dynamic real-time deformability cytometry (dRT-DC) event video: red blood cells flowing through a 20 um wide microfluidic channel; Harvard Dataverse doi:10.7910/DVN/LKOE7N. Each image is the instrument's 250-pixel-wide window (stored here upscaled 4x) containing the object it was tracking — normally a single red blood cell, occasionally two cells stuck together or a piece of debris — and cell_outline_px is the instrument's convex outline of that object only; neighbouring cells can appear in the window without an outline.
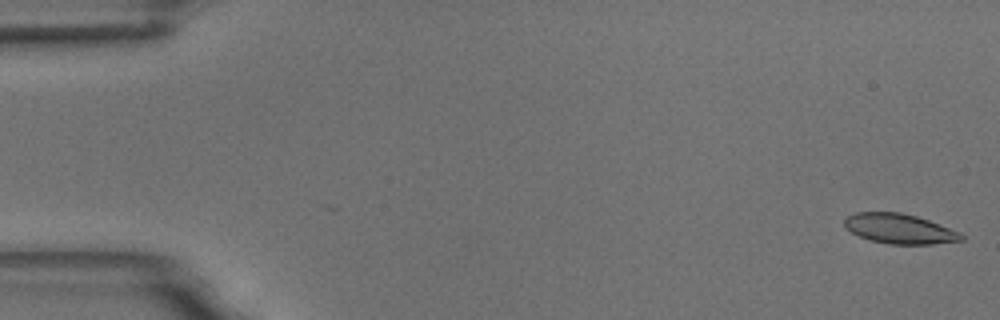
{"species": "common noctule bat (a hibernating species)", "species_latin": "Nyctalus noctula", "temperature_condition": "room temperature", "stored_images_in_passage": 54, "camera_frame_rate_fps": 3000, "um_per_image_px": 0.085, "animal": {"sex": "male", "body_mass_g": 18.8}, "frame": {"image": 1, "passage_image": 1, "time_ms": 0.0, "image_size_px": [1000, 320], "cell_outline_px": [[964, 240], [932, 244], [888, 244], [872, 240], [860, 236], [844, 228], [844, 220], [848, 216], [856, 212], [900, 212], [916, 216], [928, 220], [960, 232], [964, 236]], "centroid_in_image_um": [76.45, 19.44], "position_along_channel_um": 8.5, "area_um2": 20.23}}
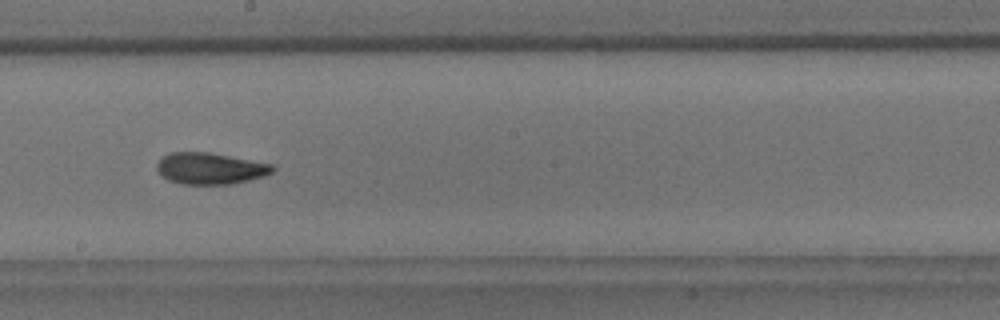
{"frame": {"image": 2, "passage_image": 30, "time_ms": 9.667, "image_size_px": [1000, 320], "cell_outline_px": [[276, 168], [272, 172], [264, 176], [232, 184], [180, 184], [168, 180], [156, 168], [156, 164], [168, 152], [208, 152], [272, 164]], "centroid_in_image_um": [17.86, 14.32], "position_along_channel_um": 230.3, "area_um2": 21.1}}
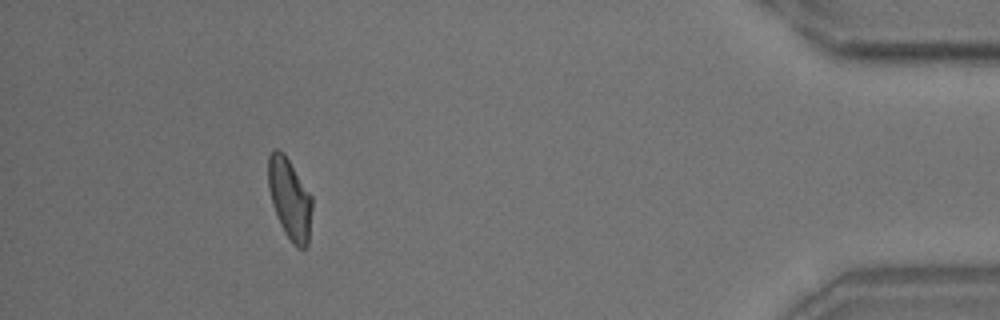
{"frame": {"image": 3, "passage_image": 49, "time_ms": 16.0, "image_size_px": [1000, 320], "cell_outline_px": [[312, 208], [308, 244], [304, 248], [296, 248], [292, 244], [284, 232], [280, 224], [272, 204], [268, 188], [268, 156], [276, 148], [284, 152], [312, 196]], "centroid_in_image_um": [24.62, 16.9], "position_along_channel_um": 410.6, "area_um2": 20.81}, "authors_computed_cell_mechanics": {"area_um2": 21.0392, "velocity_mm_per_s": 3.7488, "shape_relaxation_time_tau1_ms": 4.7785, "shape_relaxation_time_tau2_ms": 2.8552, "deformation_change_tau1": 0.1471, "deformation_change_tau2": 0.0803}}